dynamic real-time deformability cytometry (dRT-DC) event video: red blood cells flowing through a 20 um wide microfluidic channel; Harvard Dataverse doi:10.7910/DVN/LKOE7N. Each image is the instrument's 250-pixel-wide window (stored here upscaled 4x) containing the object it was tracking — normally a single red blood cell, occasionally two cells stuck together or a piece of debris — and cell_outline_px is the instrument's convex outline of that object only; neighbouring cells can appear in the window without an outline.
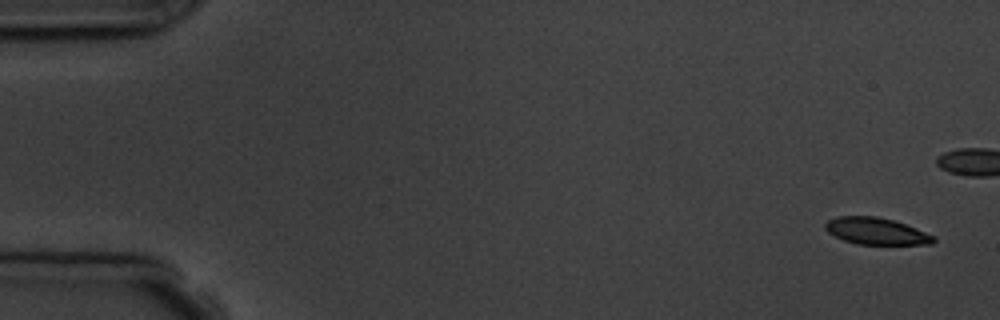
{"species": "common noctule bat (a hibernating species)", "species_latin": "Nyctalus noctula", "temperature_condition": "room temperature", "stored_images_in_passage": 10, "camera_frame_rate_fps": 3000, "um_per_image_px": 0.085, "animal": {"sex": "male", "body_mass_g": 19.5, "forearm_length_mm": 54.6}, "frame": {"image": 1, "passage_image": 1, "time_ms": 0.0, "image_size_px": [1000, 320], "cell_outline_px": [[936, 240], [932, 244], [856, 244], [844, 240], [828, 232], [824, 228], [824, 224], [828, 220], [836, 216], [876, 216], [892, 220], [916, 228], [936, 236]], "centroid_in_image_um": [74.47, 19.64], "position_along_channel_um": 10.5, "area_um2": 16.88}}
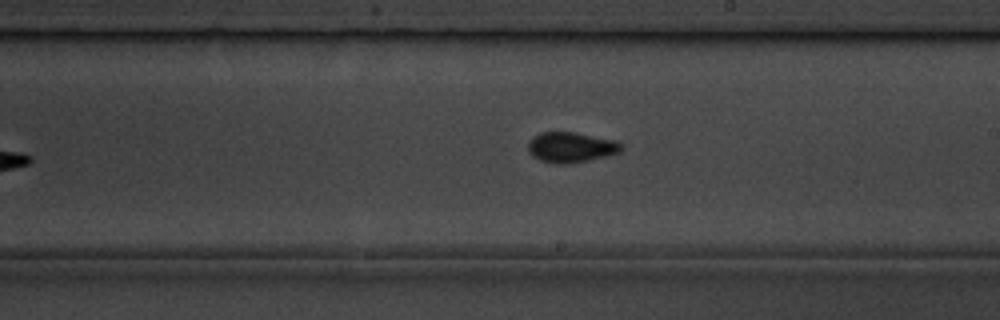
{"frame": {"image": 2, "passage_image": 10, "time_ms": 11.333, "image_size_px": [1000, 320], "cell_outline_px": [[624, 148], [620, 152], [608, 156], [568, 164], [552, 164], [540, 160], [532, 156], [528, 152], [528, 140], [532, 136], [540, 132], [576, 132], [616, 140], [624, 144]], "centroid_in_image_um": [48.54, 12.51], "position_along_channel_um": 240.5, "area_um2": 16.94}}